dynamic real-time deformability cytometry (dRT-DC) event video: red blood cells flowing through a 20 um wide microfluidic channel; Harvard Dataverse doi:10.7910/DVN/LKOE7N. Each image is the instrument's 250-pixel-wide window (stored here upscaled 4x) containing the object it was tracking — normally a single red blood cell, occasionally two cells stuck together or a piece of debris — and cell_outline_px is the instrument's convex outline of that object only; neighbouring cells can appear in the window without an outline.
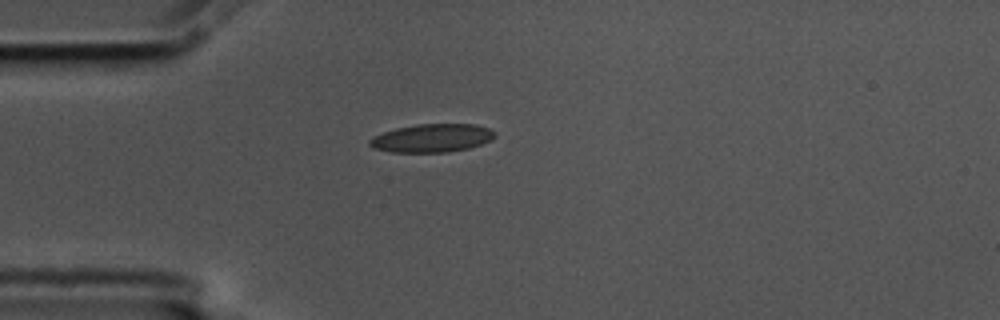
{"species": "common noctule bat (a hibernating species)", "species_latin": "Nyctalus noctula", "temperature_condition": "cold", "stored_images_in_passage": 42, "camera_frame_rate_fps": 3000, "um_per_image_px": 0.085, "animal": {"sex": "male", "body_mass_g": 17.5, "forearm_length_mm": 52.3}, "frame": {"image": 1, "passage_image": 1, "time_ms": 0.0, "image_size_px": [1000, 320], "cell_outline_px": [[496, 136], [480, 144], [468, 148], [448, 152], [392, 152], [372, 148], [368, 144], [368, 140], [384, 132], [396, 128], [416, 124], [476, 124], [488, 128], [496, 132]], "centroid_in_image_um": [36.7, 11.73], "position_along_channel_um": 48.3, "area_um2": 20.52}}
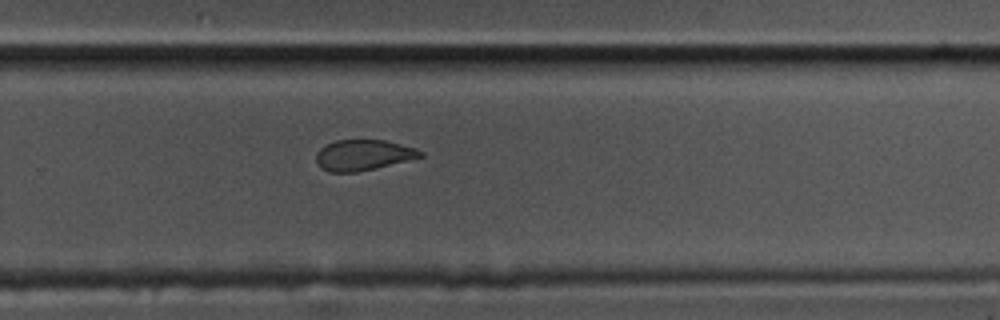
{"frame": {"image": 2, "passage_image": 23, "time_ms": 7.333, "image_size_px": [1000, 320], "cell_outline_px": [[424, 156], [376, 168], [356, 172], [328, 172], [320, 168], [316, 164], [316, 152], [320, 148], [336, 140], [384, 140], [416, 148], [424, 152]], "centroid_in_image_um": [30.85, 13.19], "position_along_channel_um": 299.0, "area_um2": 18.67}}
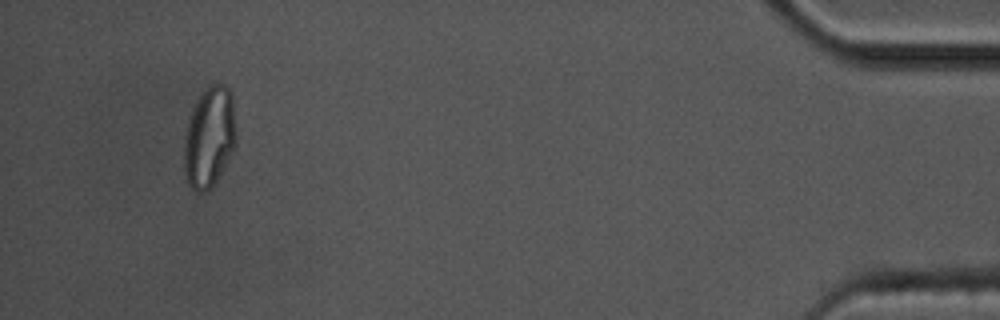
{"frame": {"image": 3, "passage_image": 39, "time_ms": 12.667, "image_size_px": [1000, 320], "cell_outline_px": [[236, 144], [232, 152], [216, 180], [204, 192], [196, 192], [188, 184], [184, 172], [184, 144], [188, 120], [196, 100], [212, 84], [224, 84], [232, 92], [236, 128]], "centroid_in_image_um": [17.8, 11.65], "position_along_channel_um": 417.4, "area_um2": 30.35}, "authors_computed_cell_mechanics": {"area_um2": 20.4901, "velocity_mm_per_s": 3.5823, "shape_relaxation_time_tau1_ms": 10.4935, "shape_relaxation_time_tau2_ms": 2.1554, "deformation_change_tau1": 0.1724, "deformation_change_tau2": 0.0815}}